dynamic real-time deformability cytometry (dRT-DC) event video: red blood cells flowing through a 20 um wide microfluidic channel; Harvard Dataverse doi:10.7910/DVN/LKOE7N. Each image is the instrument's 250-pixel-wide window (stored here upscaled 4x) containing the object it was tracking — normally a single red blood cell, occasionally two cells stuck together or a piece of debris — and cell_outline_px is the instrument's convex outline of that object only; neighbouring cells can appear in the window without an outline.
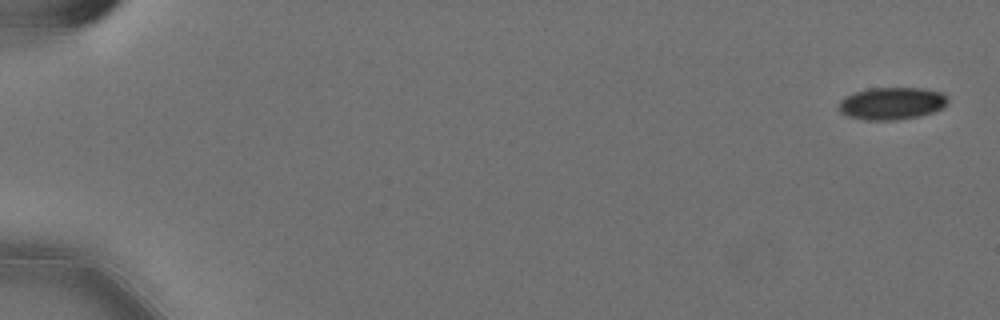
{"species": "Egyptian fruit bat (a non-hibernating species)", "species_latin": "Rousettus aegyptiacus", "temperature_condition": "cold", "stored_images_in_passage": 58, "camera_frame_rate_fps": 3000, "um_per_image_px": 0.085, "animal": {"sex": "female"}, "frame": {"image": 1, "passage_image": 2, "time_ms": 0.333, "image_size_px": [1000, 320], "cell_outline_px": [[948, 100], [944, 108], [920, 116], [896, 120], [864, 120], [844, 116], [836, 108], [840, 100], [844, 96], [868, 88], [924, 88], [940, 92], [948, 96]], "centroid_in_image_um": [75.76, 8.8], "position_along_channel_um": 9.2, "area_um2": 20.92}}
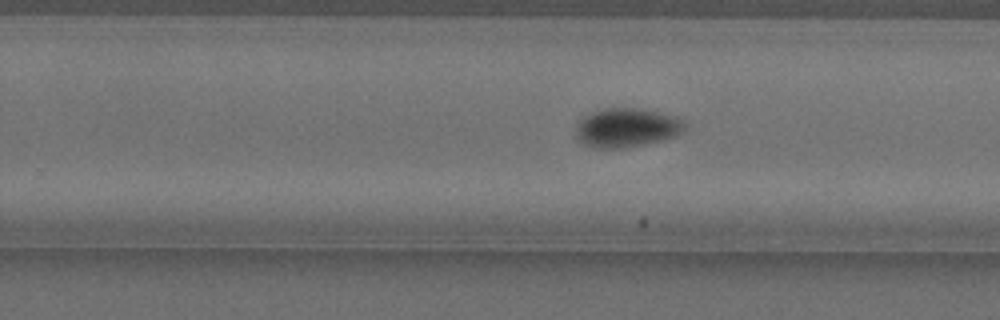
{"frame": {"image": 2, "passage_image": 38, "time_ms": 12.333, "image_size_px": [1000, 320], "cell_outline_px": [[684, 128], [676, 136], [664, 140], [624, 148], [596, 148], [584, 144], [576, 140], [576, 124], [584, 116], [592, 112], [604, 108], [640, 108], [676, 116], [684, 120]], "centroid_in_image_um": [53.24, 10.85], "position_along_channel_um": 276.6, "area_um2": 24.91}}
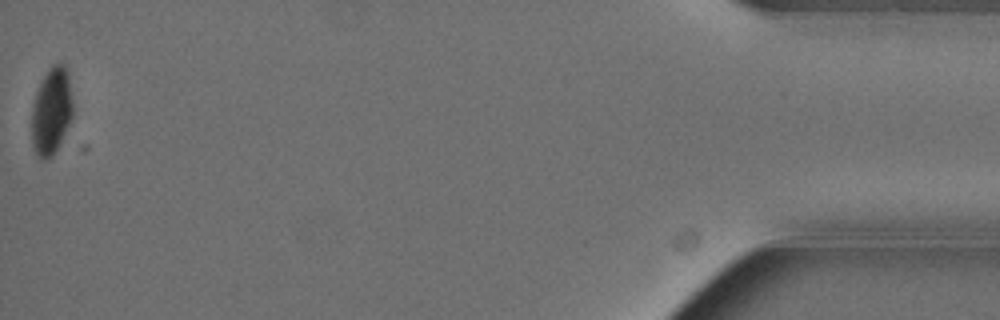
{"frame": {"image": 3, "passage_image": 58, "time_ms": 19.0, "image_size_px": [1000, 320], "cell_outline_px": [[72, 116], [60, 144], [52, 156], [44, 160], [40, 160], [36, 156], [32, 148], [32, 104], [40, 80], [48, 68], [52, 64], [64, 64], [68, 76], [72, 100]], "centroid_in_image_um": [4.34, 9.47], "position_along_channel_um": 430.9, "area_um2": 21.04}, "authors_computed_cell_mechanics": {"area_um2": 22.5131, "velocity_mm_per_s": 3.582, "shape_relaxation_time_tau1_ms": 6.9114, "shape_relaxation_time_tau2_ms": null, "deformation_change_tau1": 0.1252, "deformation_change_tau2": null}}